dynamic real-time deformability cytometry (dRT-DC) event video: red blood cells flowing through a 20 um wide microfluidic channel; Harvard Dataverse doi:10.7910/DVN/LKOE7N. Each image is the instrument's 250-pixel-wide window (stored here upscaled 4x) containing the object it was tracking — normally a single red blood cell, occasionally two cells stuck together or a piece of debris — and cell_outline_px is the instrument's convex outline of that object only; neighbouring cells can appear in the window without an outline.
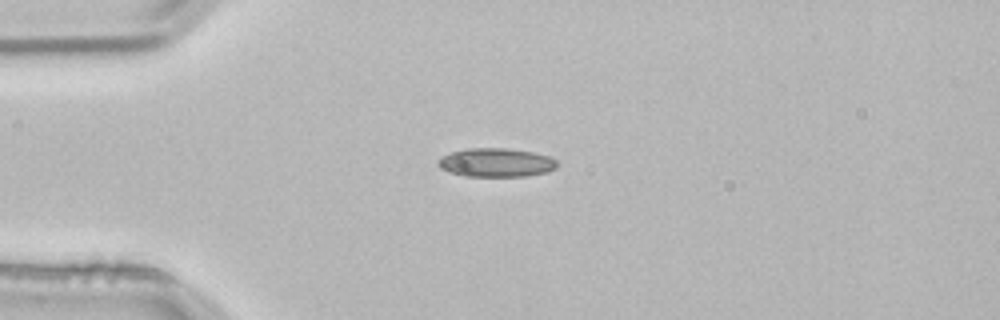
{"species": "common noctule bat (a hibernating species)", "species_latin": "Nyctalus noctula", "temperature_condition": "room temperature", "stored_images_in_passage": 3, "camera_frame_rate_fps": 3000, "um_per_image_px": 0.085, "animal": {"sex": "male", "body_mass_g": 21.5, "forearm_length_mm": 52.0}, "frame": {"image": 1, "passage_image": 3, "time_ms": 0.667, "image_size_px": [1000, 320], "cell_outline_px": [[556, 168], [548, 172], [524, 176], [464, 176], [448, 172], [440, 168], [436, 164], [436, 160], [440, 156], [452, 152], [468, 148], [504, 148], [532, 152], [548, 156], [556, 160]], "centroid_in_image_um": [42.11, 13.82], "position_along_channel_um": 42.9, "area_um2": 20.0}}